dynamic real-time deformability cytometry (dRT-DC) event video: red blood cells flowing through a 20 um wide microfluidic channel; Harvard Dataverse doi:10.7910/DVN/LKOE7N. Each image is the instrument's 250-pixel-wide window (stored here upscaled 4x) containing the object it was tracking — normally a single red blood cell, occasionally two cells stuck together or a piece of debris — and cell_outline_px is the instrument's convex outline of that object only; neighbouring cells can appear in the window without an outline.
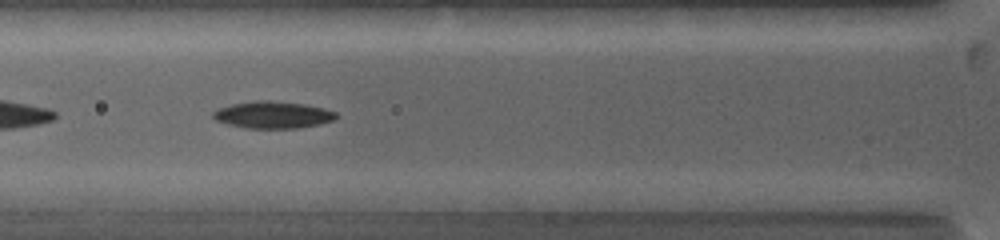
{"species": "common noctule bat (a hibernating species)", "species_latin": "Nyctalus noctula", "temperature_condition": "warm", "stored_images_in_passage": 11, "camera_frame_rate_fps": 5000, "um_per_image_px": 0.085, "animal": {"sex": "female", "body_mass_g": 19.0, "forearm_length_mm": 53.3}, "frame": {"image": 1, "passage_image": 7, "time_ms": 2.2, "image_size_px": [1000, 240], "cell_outline_px": [[336, 116], [332, 120], [320, 124], [296, 128], [244, 128], [228, 124], [216, 120], [212, 116], [212, 112], [216, 108], [232, 104], [256, 100], [268, 100], [304, 104], [324, 108], [336, 112]], "centroid_in_image_um": [23.14, 9.75], "position_along_channel_um": 102.7, "area_um2": 19.31}}